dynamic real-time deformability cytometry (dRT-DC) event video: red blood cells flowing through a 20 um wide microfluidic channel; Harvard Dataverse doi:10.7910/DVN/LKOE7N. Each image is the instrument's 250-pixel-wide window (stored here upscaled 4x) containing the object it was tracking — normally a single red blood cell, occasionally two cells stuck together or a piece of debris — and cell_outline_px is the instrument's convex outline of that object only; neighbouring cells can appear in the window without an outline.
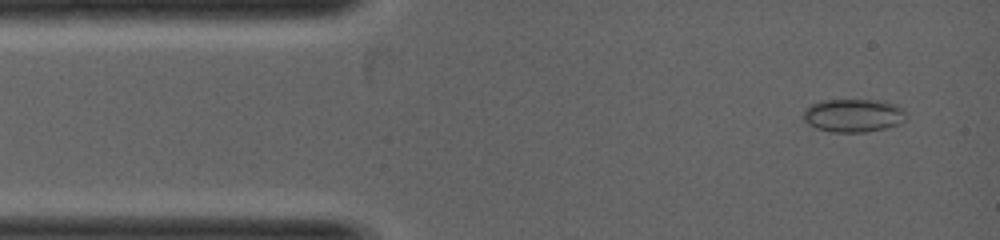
{"species": "common noctule bat (a hibernating species)", "species_latin": "Nyctalus noctula", "temperature_condition": "warm", "stored_images_in_passage": 4, "camera_frame_rate_fps": 5000, "um_per_image_px": 0.085, "animal": {"sex": "female", "body_mass_g": 19.0, "forearm_length_mm": 53.3}, "frame": {"image": 1, "passage_image": 1, "time_ms": 0.0, "image_size_px": [1000, 240], "cell_outline_px": [[904, 120], [896, 124], [884, 128], [864, 132], [832, 132], [816, 128], [808, 124], [804, 120], [804, 108], [812, 104], [824, 100], [876, 100], [896, 104], [904, 108]], "centroid_in_image_um": [72.5, 9.81], "position_along_channel_um": 12.5, "area_um2": 19.71}}
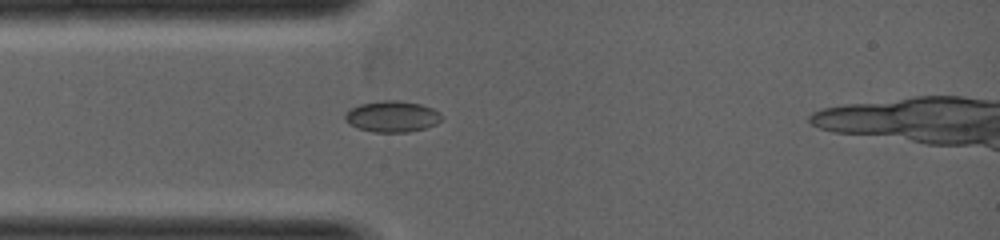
{"frame": {"image": 2, "passage_image": 4, "time_ms": 1.2, "image_size_px": [1000, 240], "cell_outline_px": [[444, 120], [436, 124], [424, 128], [408, 132], [372, 132], [360, 128], [344, 120], [344, 116], [352, 108], [360, 104], [384, 100], [400, 100], [420, 104], [432, 108], [440, 112], [444, 116]], "centroid_in_image_um": [33.4, 9.9], "position_along_channel_um": 51.6, "area_um2": 17.51}}